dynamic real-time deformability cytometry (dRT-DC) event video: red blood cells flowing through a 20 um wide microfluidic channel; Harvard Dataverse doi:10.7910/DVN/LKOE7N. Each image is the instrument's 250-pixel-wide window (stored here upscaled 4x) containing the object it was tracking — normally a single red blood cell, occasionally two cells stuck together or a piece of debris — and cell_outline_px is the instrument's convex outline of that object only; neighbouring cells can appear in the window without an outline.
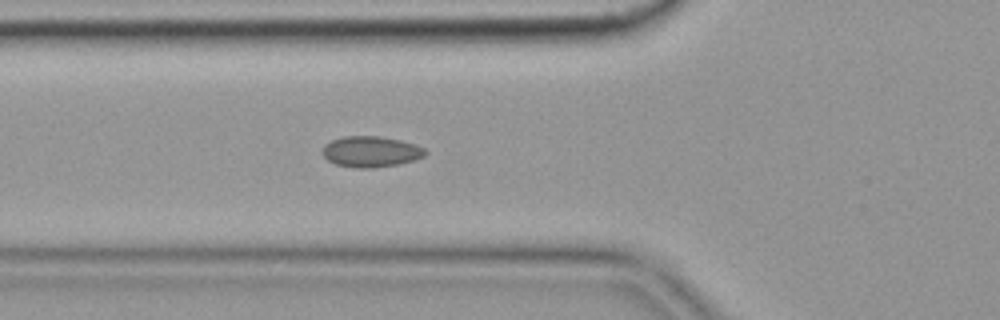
{"species": "common noctule bat (a hibernating species)", "species_latin": "Nyctalus noctula", "temperature_condition": "cold", "stored_images_in_passage": 42, "camera_frame_rate_fps": 3000, "um_per_image_px": 0.085, "animal": {"sex": "female", "body_mass_g": 19.9}, "frame": {"image": 1, "passage_image": 7, "time_ms": 2.0, "image_size_px": [1000, 320], "cell_outline_px": [[428, 152], [424, 156], [400, 164], [372, 168], [356, 168], [336, 164], [328, 160], [320, 152], [324, 144], [332, 140], [344, 136], [380, 136], [400, 140], [416, 144], [424, 148]], "centroid_in_image_um": [31.51, 12.88], "position_along_channel_um": 94.3, "area_um2": 18.61}, "authors_computed_cell_mechanics": {"area_um2": 17.8313, "velocity_mm_per_s": 3.6413, "shape_relaxation_time_tau1_ms": null, "shape_relaxation_time_tau2_ms": 1.6007, "deformation_change_tau1": null, "deformation_change_tau2": 0.0541}}